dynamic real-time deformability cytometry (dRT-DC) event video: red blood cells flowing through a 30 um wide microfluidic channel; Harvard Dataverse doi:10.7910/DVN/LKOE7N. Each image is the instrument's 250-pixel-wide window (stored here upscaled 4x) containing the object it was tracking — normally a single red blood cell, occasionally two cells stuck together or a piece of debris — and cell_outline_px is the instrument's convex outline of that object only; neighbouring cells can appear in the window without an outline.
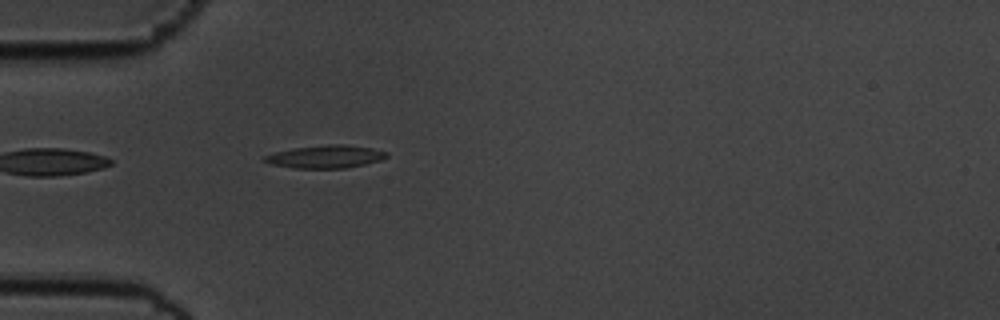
{"species": "common noctule bat (a hibernating species)", "species_latin": "Nyctalus noctula", "temperature_condition": "cold", "stored_images_in_passage": 41, "camera_frame_rate_fps": 3000, "um_per_image_px": 0.085, "animal": {"sex": "male", "body_mass_g": 19.5, "forearm_length_mm": 54.6}, "frame": {"image": 1, "passage_image": 1, "time_ms": 0.0, "image_size_px": [1000, 320], "cell_outline_px": [[388, 156], [380, 160], [364, 164], [344, 168], [296, 168], [272, 164], [260, 160], [264, 156], [276, 152], [296, 148], [328, 144], [348, 144], [372, 148], [388, 152]], "centroid_in_image_um": [27.69, 13.31], "position_along_channel_um": 57.3, "area_um2": 16.13}}
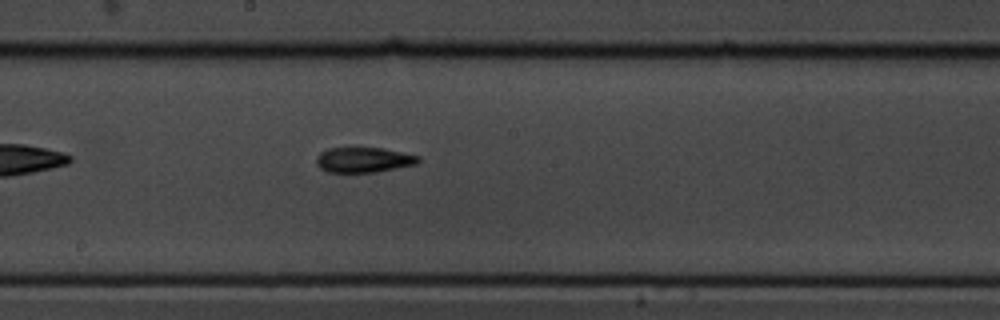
{"frame": {"image": 2, "passage_image": 15, "time_ms": 4.667, "image_size_px": [1000, 320], "cell_outline_px": [[420, 160], [416, 164], [376, 172], [328, 172], [320, 168], [316, 164], [316, 156], [320, 152], [328, 148], [352, 144], [384, 148], [420, 156]], "centroid_in_image_um": [30.85, 13.53], "position_along_channel_um": 217.3, "area_um2": 15.78}}
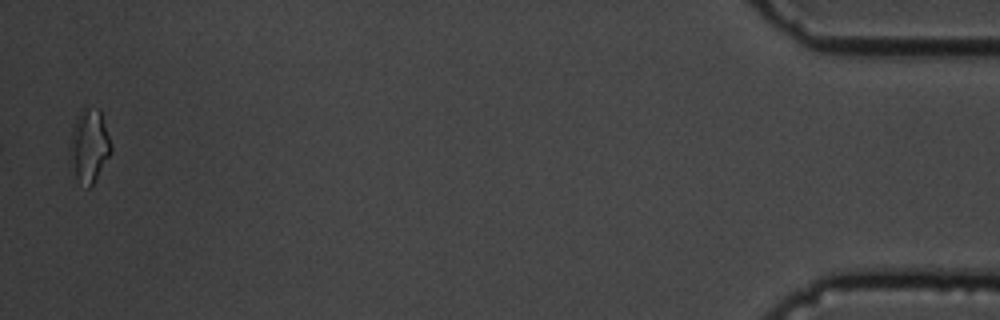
{"frame": {"image": 3, "passage_image": 40, "time_ms": 13.0, "image_size_px": [1000, 320], "cell_outline_px": [[112, 152], [92, 184], [88, 188], [76, 176], [68, 160], [68, 148], [72, 128], [76, 116], [84, 108], [100, 108], [112, 144]], "centroid_in_image_um": [7.57, 12.35], "position_along_channel_um": 427.6, "area_um2": 17.74}, "authors_computed_cell_mechanics": {"area_um2": 15.0858, "velocity_mm_per_s": 3.5423, "shape_relaxation_time_tau1_ms": 4.9086, "shape_relaxation_time_tau2_ms": 3.5211, "deformation_change_tau1": 0.1903, "deformation_change_tau2": 0.1227}}